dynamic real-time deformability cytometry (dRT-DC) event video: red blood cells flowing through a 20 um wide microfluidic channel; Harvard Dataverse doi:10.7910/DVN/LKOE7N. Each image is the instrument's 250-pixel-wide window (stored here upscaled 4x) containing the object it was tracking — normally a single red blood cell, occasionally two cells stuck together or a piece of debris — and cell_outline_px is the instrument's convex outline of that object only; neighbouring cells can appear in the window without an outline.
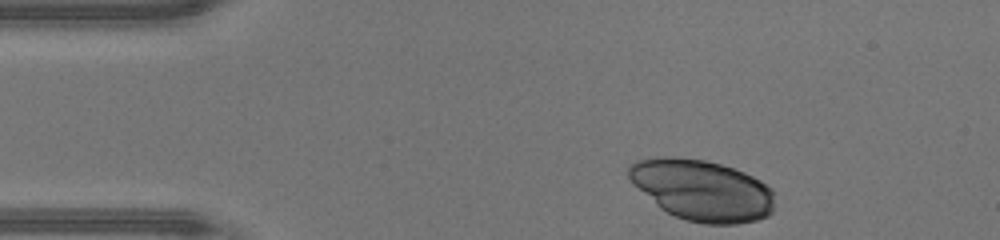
{"species": "human", "species_latin": "Homo sapiens", "temperature_condition": "warm", "stored_images_in_passage": 32, "camera_frame_rate_fps": 3000, "um_per_image_px": 0.085, "donor": {"sex": "male"}, "frame": {"image": 1, "passage_image": 1, "time_ms": 0.0, "image_size_px": [1000, 240], "cell_outline_px": [[772, 212], [768, 216], [756, 220], [736, 224], [704, 224], [688, 220], [676, 216], [660, 208], [632, 184], [628, 176], [628, 168], [636, 160], [656, 156], [704, 160], [720, 164], [744, 172], [760, 180], [772, 188]], "centroid_in_image_um": [59.65, 16.16], "position_along_channel_um": 25.3, "area_um2": 51.62}}
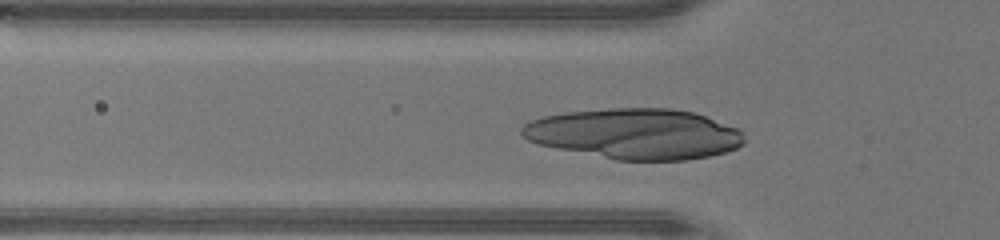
{"frame": {"image": 2, "passage_image": 9, "time_ms": 2.667, "image_size_px": [1000, 240], "cell_outline_px": [[744, 144], [736, 148], [724, 152], [708, 156], [684, 160], [616, 160], [556, 148], [540, 144], [528, 140], [520, 132], [520, 128], [528, 120], [544, 116], [568, 112], [608, 108], [672, 108], [692, 112], [740, 128], [744, 132]], "centroid_in_image_um": [53.97, 11.37], "position_along_channel_um": 71.8, "area_um2": 65.49}}